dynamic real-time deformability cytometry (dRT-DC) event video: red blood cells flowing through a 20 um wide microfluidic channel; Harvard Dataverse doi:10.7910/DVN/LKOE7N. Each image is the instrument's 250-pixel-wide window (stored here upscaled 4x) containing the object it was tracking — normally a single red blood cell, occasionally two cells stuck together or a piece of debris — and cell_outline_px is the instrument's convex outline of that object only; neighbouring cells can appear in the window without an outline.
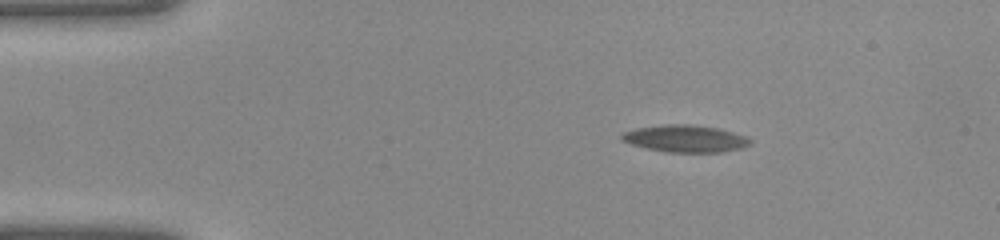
{"species": "common noctule bat (a hibernating species)", "species_latin": "Nyctalus noctula", "temperature_condition": "warm", "stored_images_in_passage": 37, "segment_of_instrument_passage": [1, 2], "camera_frame_rate_fps": 3000, "um_per_image_px": 0.085, "animal": {"sex": "female", "body_mass_g": 22.0, "forearm_length_mm": 56.7}, "frame": {"image": 1, "passage_image": 1, "time_ms": 0.0, "image_size_px": [1000, 240], "cell_outline_px": [[752, 140], [748, 144], [740, 148], [720, 152], [668, 152], [648, 148], [632, 144], [620, 140], [620, 136], [624, 132], [636, 128], [664, 124], [688, 124], [720, 128], [744, 136]], "centroid_in_image_um": [58.22, 11.77], "position_along_channel_um": 26.8, "area_um2": 20.06}}
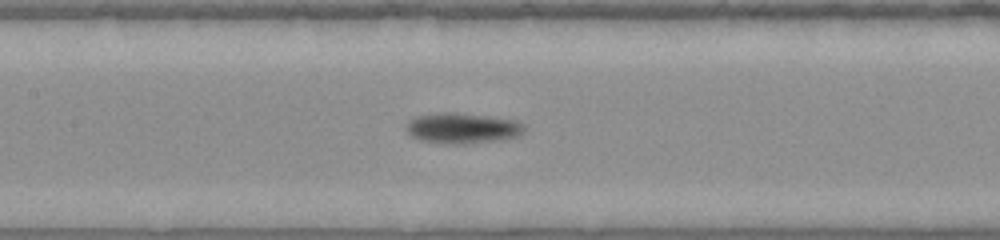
{"frame": {"image": 2, "passage_image": 14, "time_ms": 4.333, "image_size_px": [1000, 240], "cell_outline_px": [[524, 132], [520, 136], [500, 140], [464, 144], [456, 144], [420, 140], [412, 136], [408, 132], [408, 120], [416, 116], [444, 112], [452, 112], [488, 116], [516, 120], [524, 124]], "centroid_in_image_um": [39.36, 10.89], "position_along_channel_um": 168.0, "area_um2": 20.92}}
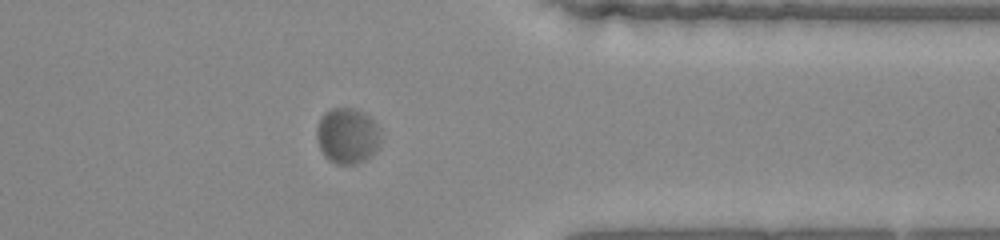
{"frame": {"image": 3, "passage_image": 28, "time_ms": 9.0, "image_size_px": [1000, 240], "cell_outline_px": [[380, 144], [372, 156], [356, 164], [336, 164], [328, 160], [324, 156], [316, 140], [316, 128], [320, 116], [324, 112], [332, 108], [352, 108], [364, 112], [376, 124], [380, 140]], "centroid_in_image_um": [29.49, 11.55], "position_along_channel_um": 381.9, "area_um2": 20.98}}